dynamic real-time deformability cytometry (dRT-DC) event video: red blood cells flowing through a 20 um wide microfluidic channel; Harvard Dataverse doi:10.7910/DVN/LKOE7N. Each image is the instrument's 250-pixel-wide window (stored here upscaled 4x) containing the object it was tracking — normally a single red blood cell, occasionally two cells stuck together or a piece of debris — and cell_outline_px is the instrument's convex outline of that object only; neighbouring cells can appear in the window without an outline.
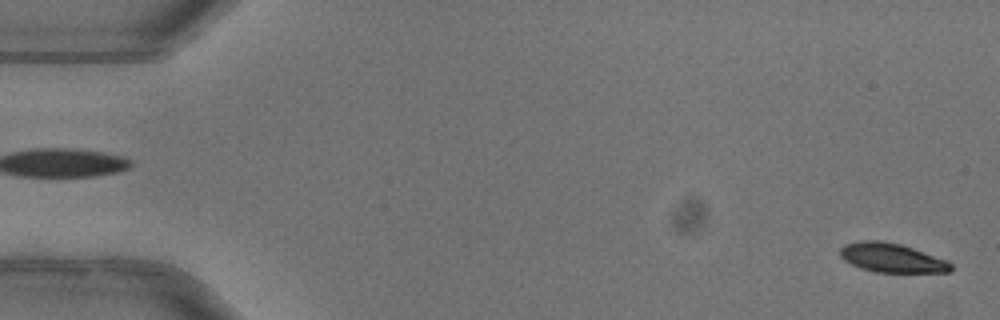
{"species": "common noctule bat (a hibernating species)", "species_latin": "Nyctalus noctula", "temperature_condition": "warm", "stored_images_in_passage": 51, "camera_frame_rate_fps": 3000, "um_per_image_px": 0.085, "animal": {"sex": "female"}, "frame": {"image": 1, "passage_image": 1, "time_ms": 0.0, "image_size_px": [1000, 320], "cell_outline_px": [[952, 272], [876, 272], [860, 268], [844, 260], [840, 256], [840, 248], [844, 244], [860, 240], [880, 240], [900, 244], [948, 260], [952, 264]], "centroid_in_image_um": [75.79, 21.91], "position_along_channel_um": 9.2, "area_um2": 18.84}}
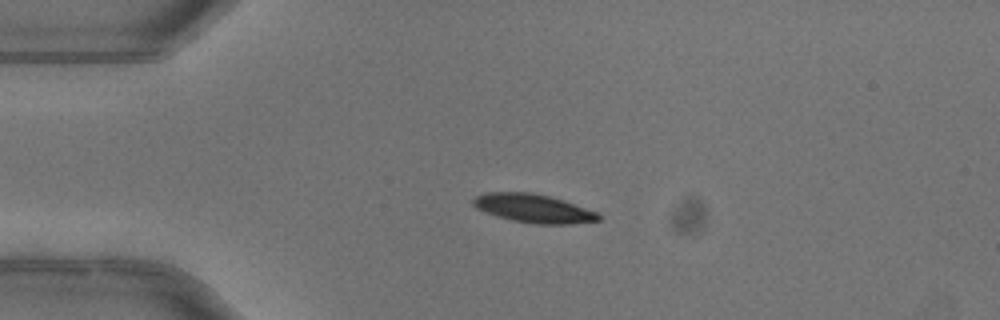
{"frame": {"image": 2, "passage_image": 12, "time_ms": 3.667, "image_size_px": [1000, 320], "cell_outline_px": [[604, 216], [600, 220], [568, 224], [536, 224], [512, 220], [496, 216], [484, 212], [476, 208], [472, 204], [472, 200], [476, 196], [484, 192], [532, 192], [564, 200], [600, 212]], "centroid_in_image_um": [45.37, 17.71], "position_along_channel_um": 39.6, "area_um2": 21.15}}
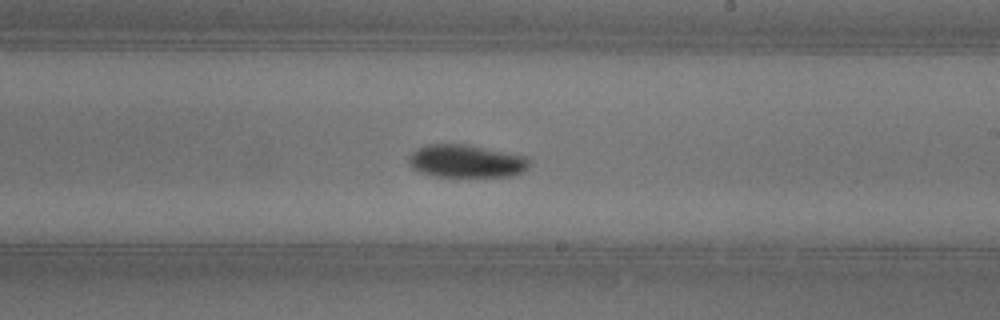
{"frame": {"image": 3, "passage_image": 30, "time_ms": 9.667, "image_size_px": [1000, 320], "cell_outline_px": [[532, 160], [528, 168], [524, 172], [516, 176], [436, 176], [420, 172], [412, 168], [408, 164], [408, 156], [416, 148], [428, 144], [464, 144], [528, 156]], "centroid_in_image_um": [39.66, 13.7], "position_along_channel_um": 249.3, "area_um2": 23.35}, "authors_computed_cell_mechanics": {"area_um2": 21.1548, "velocity_mm_per_s": 4.0009, "shape_relaxation_time_tau1_ms": 3.714, "shape_relaxation_time_tau2_ms": null, "deformation_change_tau1": 0.1353, "deformation_change_tau2": null}}